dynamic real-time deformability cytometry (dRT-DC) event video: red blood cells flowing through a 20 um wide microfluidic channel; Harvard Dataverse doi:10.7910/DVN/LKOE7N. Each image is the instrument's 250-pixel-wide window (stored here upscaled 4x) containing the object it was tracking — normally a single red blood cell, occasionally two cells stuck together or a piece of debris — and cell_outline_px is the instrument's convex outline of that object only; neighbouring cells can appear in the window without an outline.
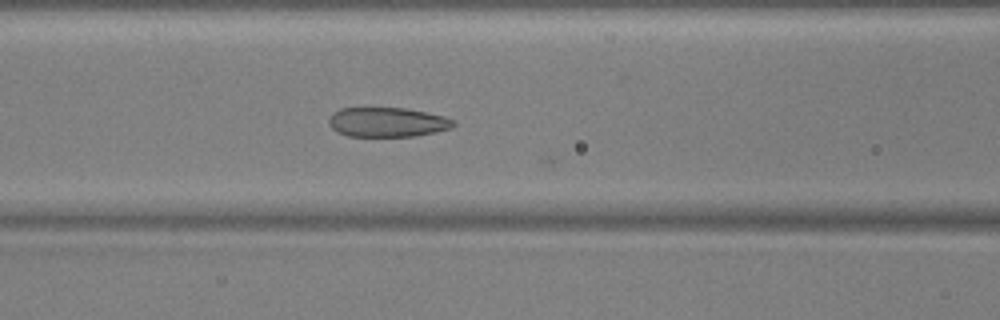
{"species": "common noctule bat (a hibernating species)", "species_latin": "Nyctalus noctula", "temperature_condition": "warm", "stored_images_in_passage": 24, "camera_frame_rate_fps": 3000, "um_per_image_px": 0.085, "animal": {"sex": "male", "body_mass_g": 17.9, "forearm_length_mm": 54.2}, "frame": {"image": 1, "passage_image": 23, "time_ms": 7.333, "image_size_px": [1000, 320], "cell_outline_px": [[456, 124], [448, 128], [436, 132], [416, 136], [348, 136], [336, 132], [328, 124], [328, 116], [332, 112], [340, 108], [404, 108], [444, 116], [456, 120]], "centroid_in_image_um": [32.88, 10.38], "position_along_channel_um": 133.7, "area_um2": 21.56}}